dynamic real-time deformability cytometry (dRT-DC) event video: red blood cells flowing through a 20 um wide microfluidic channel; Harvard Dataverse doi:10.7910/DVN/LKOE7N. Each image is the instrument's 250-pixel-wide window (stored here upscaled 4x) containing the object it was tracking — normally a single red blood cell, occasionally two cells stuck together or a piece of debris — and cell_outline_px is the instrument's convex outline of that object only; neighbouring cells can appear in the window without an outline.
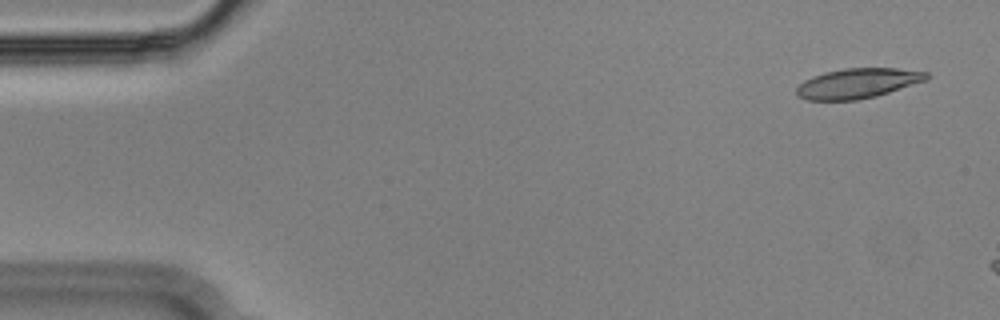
{"species": "Egyptian fruit bat (a non-hibernating species)", "species_latin": "Rousettus aegyptiacus", "temperature_condition": "cold", "stored_images_in_passage": 9, "camera_frame_rate_fps": 3000, "um_per_image_px": 0.085, "animal": {"sex": "male"}, "frame": {"image": 1, "passage_image": 3, "time_ms": 0.667, "image_size_px": [1000, 320], "cell_outline_px": [[928, 76], [924, 80], [876, 96], [856, 100], [808, 100], [796, 96], [796, 88], [804, 80], [812, 76], [824, 72], [844, 68], [896, 68], [928, 72]], "centroid_in_image_um": [72.83, 7.08], "position_along_channel_um": 12.2, "area_um2": 22.48}}